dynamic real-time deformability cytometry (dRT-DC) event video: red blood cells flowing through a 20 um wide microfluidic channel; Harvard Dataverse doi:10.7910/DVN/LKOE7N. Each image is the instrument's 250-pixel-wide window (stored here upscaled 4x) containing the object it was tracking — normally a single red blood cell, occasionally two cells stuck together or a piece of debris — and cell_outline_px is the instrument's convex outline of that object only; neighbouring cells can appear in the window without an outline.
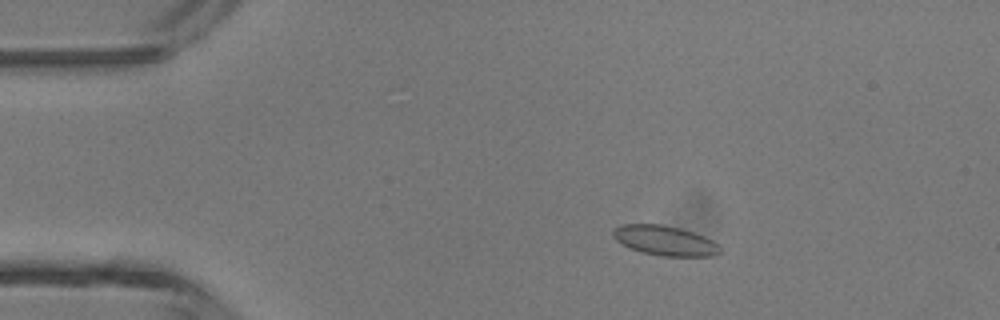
{"species": "common noctule bat (a hibernating species)", "species_latin": "Nyctalus noctula", "temperature_condition": "room temperature", "stored_images_in_passage": 5, "camera_frame_rate_fps": 3000, "um_per_image_px": 0.085, "animal": {"sex": "male", "body_mass_g": 13.3}, "frame": {"image": 1, "passage_image": 2, "time_ms": 0.333, "image_size_px": [1000, 320], "cell_outline_px": [[720, 252], [716, 256], [660, 256], [640, 252], [616, 240], [612, 236], [612, 228], [624, 224], [660, 224], [680, 228], [704, 236], [712, 240], [720, 248]], "centroid_in_image_um": [56.5, 20.45], "position_along_channel_um": 28.5, "area_um2": 18.55}}
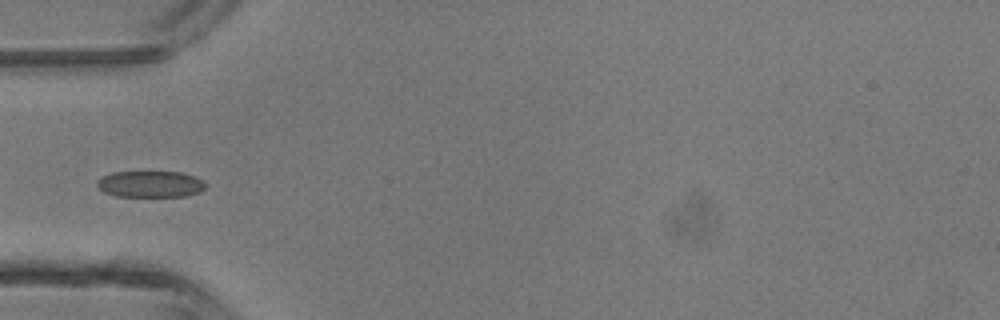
{"frame": {"image": 2, "passage_image": 4, "time_ms": 1.0, "image_size_px": [1000, 320], "cell_outline_px": [[208, 184], [200, 192], [188, 196], [116, 196], [104, 192], [96, 184], [96, 180], [112, 172], [180, 172], [196, 176], [204, 180]], "centroid_in_image_um": [12.83, 15.65], "position_along_channel_um": 72.2, "area_um2": 16.82}}
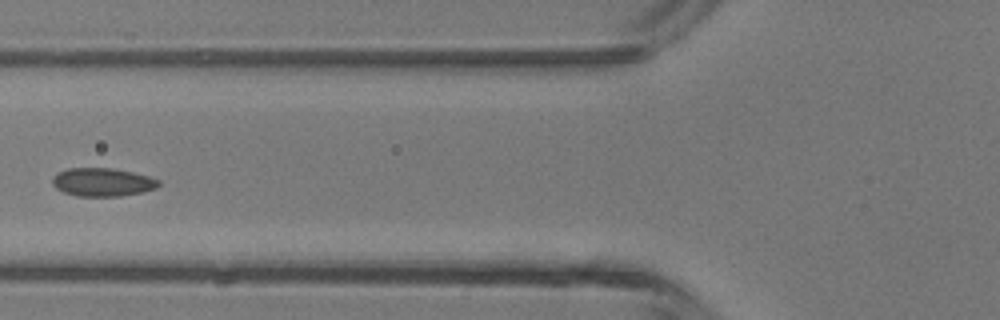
{"frame": {"image": 3, "passage_image": 5, "time_ms": 1.333, "image_size_px": [1000, 320], "cell_outline_px": [[160, 184], [156, 188], [144, 192], [120, 196], [76, 196], [64, 192], [56, 188], [52, 184], [52, 176], [56, 172], [68, 168], [112, 168], [132, 172], [148, 176], [160, 180]], "centroid_in_image_um": [8.69, 15.48], "position_along_channel_um": 117.1, "area_um2": 17.69}}